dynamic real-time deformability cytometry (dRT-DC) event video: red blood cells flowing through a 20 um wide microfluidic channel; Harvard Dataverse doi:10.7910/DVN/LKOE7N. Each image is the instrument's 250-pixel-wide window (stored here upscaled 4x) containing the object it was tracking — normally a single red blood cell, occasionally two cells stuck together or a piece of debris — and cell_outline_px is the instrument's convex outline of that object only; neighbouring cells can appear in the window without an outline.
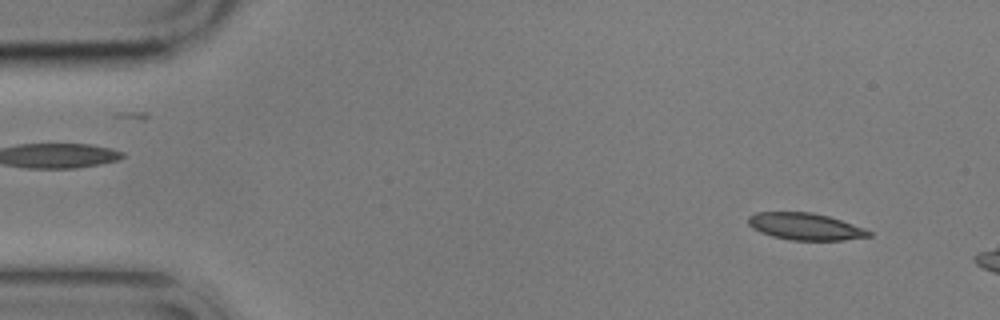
{"species": "common noctule bat (a hibernating species)", "species_latin": "Nyctalus noctula", "temperature_condition": "cold", "stored_images_in_passage": 4, "camera_frame_rate_fps": 3000, "um_per_image_px": 0.085, "animal": {"sex": "male", "body_mass_g": 17.9}, "frame": {"image": 1, "passage_image": 1, "time_ms": 0.0, "image_size_px": [1000, 320], "cell_outline_px": [[872, 236], [844, 240], [792, 240], [772, 236], [760, 232], [752, 228], [748, 224], [748, 216], [756, 212], [812, 212], [828, 216], [864, 228], [872, 232]], "centroid_in_image_um": [68.43, 19.25], "position_along_channel_um": 16.6, "area_um2": 18.9}}